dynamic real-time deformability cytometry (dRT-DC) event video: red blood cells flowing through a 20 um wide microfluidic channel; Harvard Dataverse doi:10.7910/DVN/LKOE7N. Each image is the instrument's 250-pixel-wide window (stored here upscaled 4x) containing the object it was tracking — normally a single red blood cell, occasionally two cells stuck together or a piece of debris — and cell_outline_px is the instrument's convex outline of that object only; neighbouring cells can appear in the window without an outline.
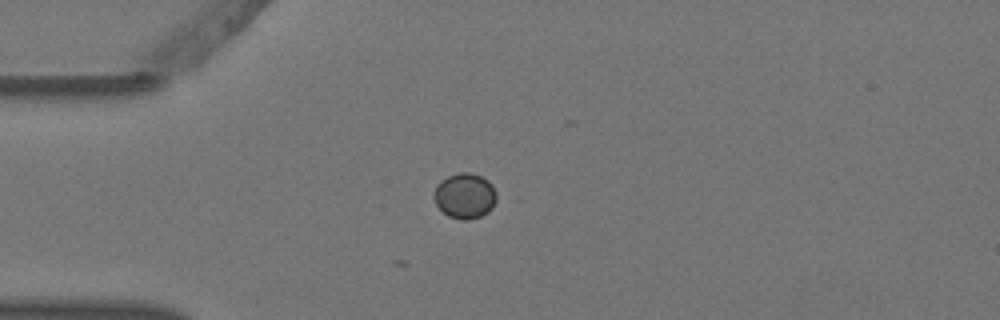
{"species": "Egyptian fruit bat (a non-hibernating species)", "species_latin": "Rousettus aegyptiacus", "temperature_condition": "warm", "stored_images_in_passage": 5, "camera_frame_rate_fps": 3000, "um_per_image_px": 0.085, "animal": {"sex": "female"}, "frame": {"image": 1, "passage_image": 3, "time_ms": 0.667, "image_size_px": [1000, 320], "cell_outline_px": [[500, 200], [488, 212], [480, 216], [468, 220], [460, 220], [448, 216], [436, 204], [432, 196], [436, 184], [440, 180], [448, 176], [460, 172], [468, 172], [480, 176], [488, 180], [492, 184]], "centroid_in_image_um": [39.53, 16.65], "position_along_channel_um": 45.5, "area_um2": 16.94}}
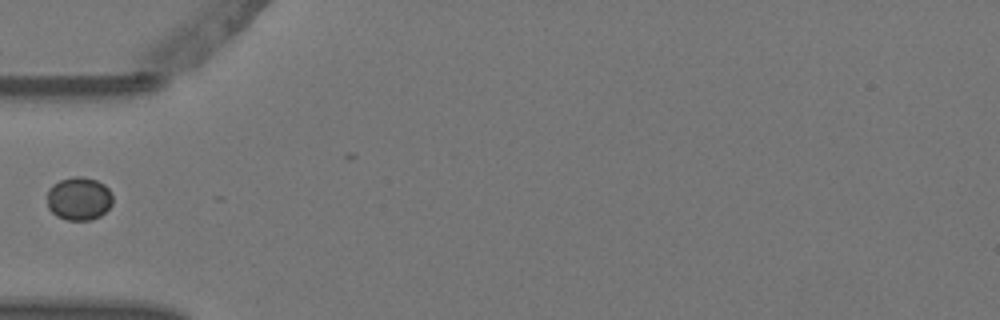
{"frame": {"image": 2, "passage_image": 4, "time_ms": 1.0, "image_size_px": [1000, 320], "cell_outline_px": [[112, 204], [100, 216], [88, 220], [68, 220], [56, 216], [48, 208], [48, 188], [52, 184], [60, 180], [72, 176], [80, 176], [96, 180], [104, 184], [112, 192]], "centroid_in_image_um": [6.7, 16.87], "position_along_channel_um": 78.3, "area_um2": 16.59}}
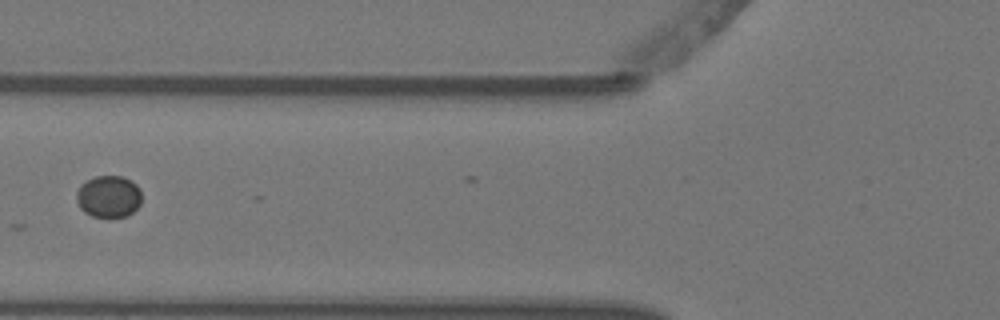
{"frame": {"image": 3, "passage_image": 5, "time_ms": 1.333, "image_size_px": [1000, 320], "cell_outline_px": [[140, 204], [128, 216], [112, 220], [108, 220], [92, 216], [84, 212], [80, 208], [76, 200], [76, 192], [80, 184], [96, 176], [120, 176], [132, 180], [140, 188]], "centroid_in_image_um": [9.22, 16.75], "position_along_channel_um": 116.6, "area_um2": 16.47}}